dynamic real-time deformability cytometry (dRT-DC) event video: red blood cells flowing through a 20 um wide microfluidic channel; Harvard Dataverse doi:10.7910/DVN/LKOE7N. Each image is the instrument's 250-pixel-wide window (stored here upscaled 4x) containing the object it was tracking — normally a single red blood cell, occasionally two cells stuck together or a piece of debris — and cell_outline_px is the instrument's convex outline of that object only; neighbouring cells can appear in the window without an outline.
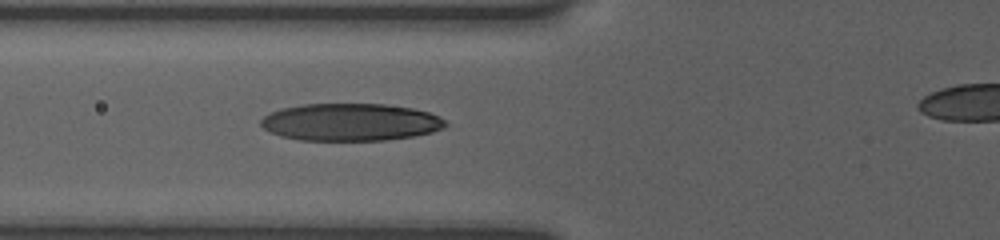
{"species": "human", "species_latin": "Homo sapiens", "temperature_condition": "room temperature", "stored_images_in_passage": 11, "segment_of_instrument_passage": [1, 2], "camera_frame_rate_fps": 3000, "um_per_image_px": 0.085, "donor": {"sex": "female"}, "frame": {"image": 1, "passage_image": 10, "time_ms": 4.667, "image_size_px": [1000, 240], "cell_outline_px": [[448, 124], [444, 128], [432, 132], [412, 136], [384, 140], [300, 140], [280, 136], [264, 128], [260, 124], [260, 120], [268, 112], [280, 108], [300, 104], [384, 104], [412, 108], [428, 112], [444, 120]], "centroid_in_image_um": [29.75, 10.37], "position_along_channel_um": 96.1, "area_um2": 40.23}}